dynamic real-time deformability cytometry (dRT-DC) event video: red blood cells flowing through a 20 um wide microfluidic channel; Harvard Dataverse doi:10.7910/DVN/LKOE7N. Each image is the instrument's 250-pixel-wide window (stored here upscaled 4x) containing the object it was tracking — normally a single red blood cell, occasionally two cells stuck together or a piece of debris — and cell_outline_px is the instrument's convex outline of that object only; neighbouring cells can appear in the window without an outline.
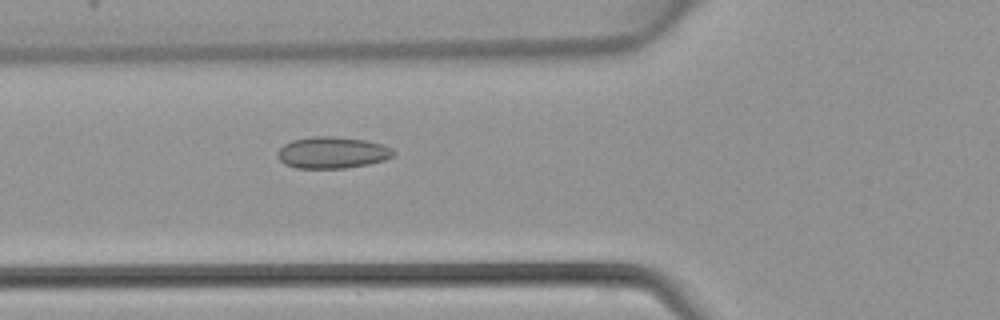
{"species": "common noctule bat (a hibernating species)", "species_latin": "Nyctalus noctula", "temperature_condition": "warm", "stored_images_in_passage": 45, "camera_frame_rate_fps": 3000, "um_per_image_px": 0.085, "animal": {"sex": "female", "body_mass_g": 22.7, "forearm_length_mm": 54.2}, "frame": {"image": 1, "passage_image": 17, "time_ms": 5.333, "image_size_px": [1000, 320], "cell_outline_px": [[396, 152], [392, 156], [384, 160], [368, 164], [344, 168], [296, 168], [284, 164], [276, 156], [276, 152], [284, 144], [292, 140], [312, 136], [332, 136], [364, 140], [380, 144], [392, 148]], "centroid_in_image_um": [28.2, 12.97], "position_along_channel_um": 97.6, "area_um2": 21.33}}
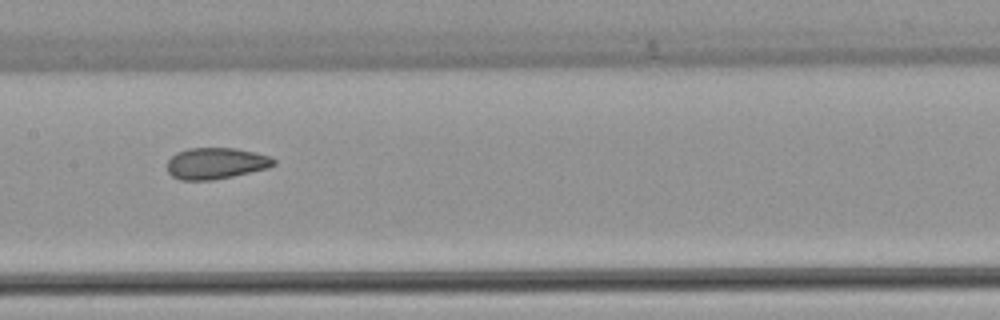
{"frame": {"image": 2, "passage_image": 23, "time_ms": 7.333, "image_size_px": [1000, 320], "cell_outline_px": [[276, 164], [268, 168], [232, 176], [212, 180], [180, 180], [172, 176], [168, 172], [168, 160], [176, 152], [188, 148], [236, 148], [256, 152], [268, 156], [276, 160]], "centroid_in_image_um": [18.35, 13.88], "position_along_channel_um": 189.0, "area_um2": 19.48}}
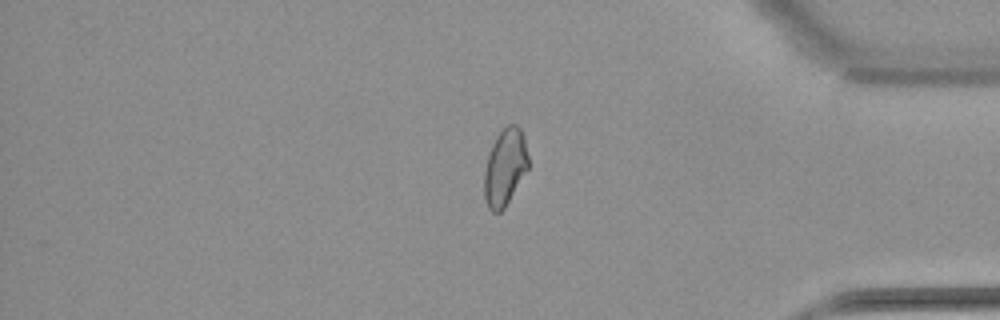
{"frame": {"image": 3, "passage_image": 38, "time_ms": 12.333, "image_size_px": [1000, 320], "cell_outline_px": [[528, 168], [504, 208], [500, 212], [492, 212], [488, 208], [484, 196], [484, 172], [488, 156], [492, 144], [496, 136], [508, 124], [516, 124], [520, 128], [524, 136], [528, 156]], "centroid_in_image_um": [42.92, 14.2], "position_along_channel_um": 392.3, "area_um2": 19.59}}